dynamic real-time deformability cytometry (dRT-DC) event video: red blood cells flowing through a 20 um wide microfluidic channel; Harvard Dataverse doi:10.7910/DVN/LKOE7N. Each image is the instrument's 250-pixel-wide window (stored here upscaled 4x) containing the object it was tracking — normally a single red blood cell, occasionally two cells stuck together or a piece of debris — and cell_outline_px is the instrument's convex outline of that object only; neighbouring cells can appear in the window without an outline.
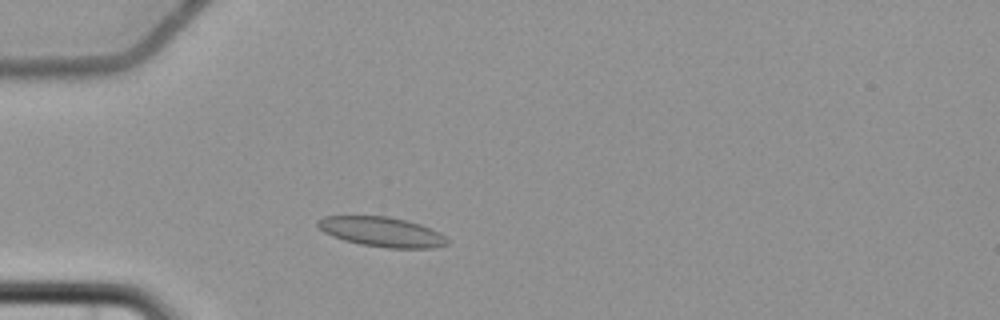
{"species": "common noctule bat (a hibernating species)", "species_latin": "Nyctalus noctula", "temperature_condition": "cold", "stored_images_in_passage": 3, "camera_frame_rate_fps": 3000, "um_per_image_px": 0.085, "animal": {"sex": "female", "body_mass_g": 22.7, "forearm_length_mm": 54.2}, "frame": {"image": 1, "passage_image": 2, "time_ms": 1.333, "image_size_px": [1000, 320], "cell_outline_px": [[448, 244], [432, 248], [388, 248], [360, 244], [344, 240], [332, 236], [324, 232], [316, 224], [316, 220], [324, 216], [388, 216], [420, 224], [440, 232], [448, 240]], "centroid_in_image_um": [32.44, 19.7], "position_along_channel_um": 52.6, "area_um2": 22.43}}